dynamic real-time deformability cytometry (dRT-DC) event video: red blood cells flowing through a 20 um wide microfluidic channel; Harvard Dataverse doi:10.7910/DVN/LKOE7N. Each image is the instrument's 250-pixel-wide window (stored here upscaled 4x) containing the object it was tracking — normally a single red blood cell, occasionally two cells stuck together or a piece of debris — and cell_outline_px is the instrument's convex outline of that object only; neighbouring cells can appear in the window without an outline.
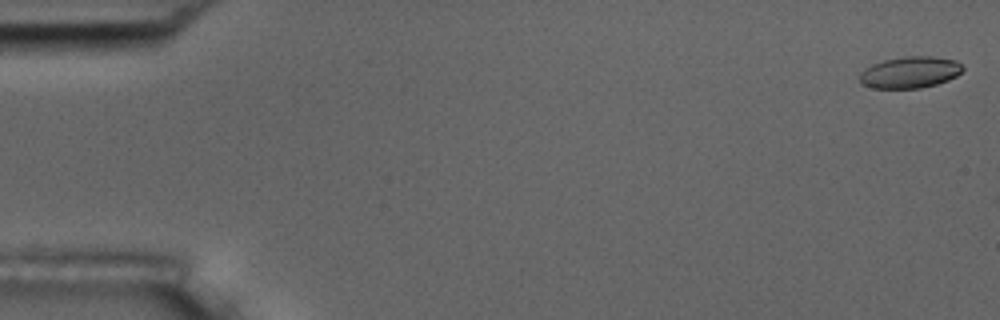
{"species": "common noctule bat (a hibernating species)", "species_latin": "Nyctalus noctula", "temperature_condition": "room temperature", "stored_images_in_passage": 3, "camera_frame_rate_fps": 3000, "um_per_image_px": 0.085, "animal": {"sex": "male", "body_mass_g": 17.5, "forearm_length_mm": 52.3}, "frame": {"image": 1, "passage_image": 1, "time_ms": 0.0, "image_size_px": [1000, 320], "cell_outline_px": [[964, 68], [956, 76], [948, 80], [936, 84], [920, 88], [872, 88], [860, 84], [860, 72], [864, 68], [872, 64], [884, 60], [904, 56], [932, 56], [956, 60]], "centroid_in_image_um": [77.32, 6.14], "position_along_channel_um": 7.7, "area_um2": 19.02}}